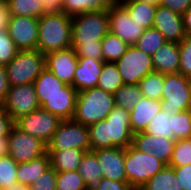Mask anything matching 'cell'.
<instances>
[{
    "label": "cell",
    "instance_id": "obj_1",
    "mask_svg": "<svg viewBox=\"0 0 191 190\" xmlns=\"http://www.w3.org/2000/svg\"><path fill=\"white\" fill-rule=\"evenodd\" d=\"M109 33L108 10L86 12L72 17L71 47L77 57L103 61L101 40Z\"/></svg>",
    "mask_w": 191,
    "mask_h": 190
},
{
    "label": "cell",
    "instance_id": "obj_2",
    "mask_svg": "<svg viewBox=\"0 0 191 190\" xmlns=\"http://www.w3.org/2000/svg\"><path fill=\"white\" fill-rule=\"evenodd\" d=\"M88 127L91 151L105 148H126L132 143L130 111L114 106L111 113Z\"/></svg>",
    "mask_w": 191,
    "mask_h": 190
},
{
    "label": "cell",
    "instance_id": "obj_3",
    "mask_svg": "<svg viewBox=\"0 0 191 190\" xmlns=\"http://www.w3.org/2000/svg\"><path fill=\"white\" fill-rule=\"evenodd\" d=\"M72 17L62 12L45 13L38 19L37 50L42 54L71 47Z\"/></svg>",
    "mask_w": 191,
    "mask_h": 190
},
{
    "label": "cell",
    "instance_id": "obj_4",
    "mask_svg": "<svg viewBox=\"0 0 191 190\" xmlns=\"http://www.w3.org/2000/svg\"><path fill=\"white\" fill-rule=\"evenodd\" d=\"M115 106L114 95L93 87L78 91L73 120L89 126L104 120Z\"/></svg>",
    "mask_w": 191,
    "mask_h": 190
},
{
    "label": "cell",
    "instance_id": "obj_5",
    "mask_svg": "<svg viewBox=\"0 0 191 190\" xmlns=\"http://www.w3.org/2000/svg\"><path fill=\"white\" fill-rule=\"evenodd\" d=\"M165 166L166 164L153 154L142 152L132 144L125 148L124 168L127 182L134 190H139L141 186Z\"/></svg>",
    "mask_w": 191,
    "mask_h": 190
},
{
    "label": "cell",
    "instance_id": "obj_6",
    "mask_svg": "<svg viewBox=\"0 0 191 190\" xmlns=\"http://www.w3.org/2000/svg\"><path fill=\"white\" fill-rule=\"evenodd\" d=\"M10 86L34 83L46 68L45 54L36 50H19L5 66Z\"/></svg>",
    "mask_w": 191,
    "mask_h": 190
},
{
    "label": "cell",
    "instance_id": "obj_7",
    "mask_svg": "<svg viewBox=\"0 0 191 190\" xmlns=\"http://www.w3.org/2000/svg\"><path fill=\"white\" fill-rule=\"evenodd\" d=\"M161 103L168 115L191 110V79L180 73L165 74Z\"/></svg>",
    "mask_w": 191,
    "mask_h": 190
},
{
    "label": "cell",
    "instance_id": "obj_8",
    "mask_svg": "<svg viewBox=\"0 0 191 190\" xmlns=\"http://www.w3.org/2000/svg\"><path fill=\"white\" fill-rule=\"evenodd\" d=\"M80 149L91 151L89 132L86 125L70 120H62L56 129L51 141L47 144V150Z\"/></svg>",
    "mask_w": 191,
    "mask_h": 190
},
{
    "label": "cell",
    "instance_id": "obj_9",
    "mask_svg": "<svg viewBox=\"0 0 191 190\" xmlns=\"http://www.w3.org/2000/svg\"><path fill=\"white\" fill-rule=\"evenodd\" d=\"M122 77L123 84L138 85L147 74L154 72L151 55L129 46L127 51L114 62Z\"/></svg>",
    "mask_w": 191,
    "mask_h": 190
},
{
    "label": "cell",
    "instance_id": "obj_10",
    "mask_svg": "<svg viewBox=\"0 0 191 190\" xmlns=\"http://www.w3.org/2000/svg\"><path fill=\"white\" fill-rule=\"evenodd\" d=\"M3 111L15 122L40 108L34 83L10 86L4 102L0 105Z\"/></svg>",
    "mask_w": 191,
    "mask_h": 190
},
{
    "label": "cell",
    "instance_id": "obj_11",
    "mask_svg": "<svg viewBox=\"0 0 191 190\" xmlns=\"http://www.w3.org/2000/svg\"><path fill=\"white\" fill-rule=\"evenodd\" d=\"M61 121L59 117L40 107L28 115L22 116L14 123L22 132L39 138L45 144H48Z\"/></svg>",
    "mask_w": 191,
    "mask_h": 190
},
{
    "label": "cell",
    "instance_id": "obj_12",
    "mask_svg": "<svg viewBox=\"0 0 191 190\" xmlns=\"http://www.w3.org/2000/svg\"><path fill=\"white\" fill-rule=\"evenodd\" d=\"M47 153V144L39 138L22 132L15 125L8 135V154L19 164Z\"/></svg>",
    "mask_w": 191,
    "mask_h": 190
},
{
    "label": "cell",
    "instance_id": "obj_13",
    "mask_svg": "<svg viewBox=\"0 0 191 190\" xmlns=\"http://www.w3.org/2000/svg\"><path fill=\"white\" fill-rule=\"evenodd\" d=\"M109 33L133 46L143 34L144 28L133 20L117 1L108 9Z\"/></svg>",
    "mask_w": 191,
    "mask_h": 190
},
{
    "label": "cell",
    "instance_id": "obj_14",
    "mask_svg": "<svg viewBox=\"0 0 191 190\" xmlns=\"http://www.w3.org/2000/svg\"><path fill=\"white\" fill-rule=\"evenodd\" d=\"M8 32L19 50H36L38 43V19L25 16H10Z\"/></svg>",
    "mask_w": 191,
    "mask_h": 190
},
{
    "label": "cell",
    "instance_id": "obj_15",
    "mask_svg": "<svg viewBox=\"0 0 191 190\" xmlns=\"http://www.w3.org/2000/svg\"><path fill=\"white\" fill-rule=\"evenodd\" d=\"M77 61L76 51L72 47L45 54L46 68L60 81L69 85L73 84Z\"/></svg>",
    "mask_w": 191,
    "mask_h": 190
},
{
    "label": "cell",
    "instance_id": "obj_16",
    "mask_svg": "<svg viewBox=\"0 0 191 190\" xmlns=\"http://www.w3.org/2000/svg\"><path fill=\"white\" fill-rule=\"evenodd\" d=\"M175 142L165 137L148 135L141 131L133 134L131 144L142 152L153 154L157 159L169 165Z\"/></svg>",
    "mask_w": 191,
    "mask_h": 190
},
{
    "label": "cell",
    "instance_id": "obj_17",
    "mask_svg": "<svg viewBox=\"0 0 191 190\" xmlns=\"http://www.w3.org/2000/svg\"><path fill=\"white\" fill-rule=\"evenodd\" d=\"M99 160L103 178L117 182H127L124 168L125 149L114 147L93 151Z\"/></svg>",
    "mask_w": 191,
    "mask_h": 190
},
{
    "label": "cell",
    "instance_id": "obj_18",
    "mask_svg": "<svg viewBox=\"0 0 191 190\" xmlns=\"http://www.w3.org/2000/svg\"><path fill=\"white\" fill-rule=\"evenodd\" d=\"M152 27L169 42L179 43L186 36L182 15L161 5L157 6Z\"/></svg>",
    "mask_w": 191,
    "mask_h": 190
},
{
    "label": "cell",
    "instance_id": "obj_19",
    "mask_svg": "<svg viewBox=\"0 0 191 190\" xmlns=\"http://www.w3.org/2000/svg\"><path fill=\"white\" fill-rule=\"evenodd\" d=\"M77 62L71 86L77 91L96 87L104 61H97L90 57H78Z\"/></svg>",
    "mask_w": 191,
    "mask_h": 190
},
{
    "label": "cell",
    "instance_id": "obj_20",
    "mask_svg": "<svg viewBox=\"0 0 191 190\" xmlns=\"http://www.w3.org/2000/svg\"><path fill=\"white\" fill-rule=\"evenodd\" d=\"M36 95L40 107L47 102V98L58 93H78L71 85L60 81L54 74L45 68L34 80Z\"/></svg>",
    "mask_w": 191,
    "mask_h": 190
},
{
    "label": "cell",
    "instance_id": "obj_21",
    "mask_svg": "<svg viewBox=\"0 0 191 190\" xmlns=\"http://www.w3.org/2000/svg\"><path fill=\"white\" fill-rule=\"evenodd\" d=\"M154 71L162 74L178 73L180 67L179 43L166 41L151 55Z\"/></svg>",
    "mask_w": 191,
    "mask_h": 190
},
{
    "label": "cell",
    "instance_id": "obj_22",
    "mask_svg": "<svg viewBox=\"0 0 191 190\" xmlns=\"http://www.w3.org/2000/svg\"><path fill=\"white\" fill-rule=\"evenodd\" d=\"M161 110V101L143 96L130 111L131 131L133 133L143 131L150 120Z\"/></svg>",
    "mask_w": 191,
    "mask_h": 190
},
{
    "label": "cell",
    "instance_id": "obj_23",
    "mask_svg": "<svg viewBox=\"0 0 191 190\" xmlns=\"http://www.w3.org/2000/svg\"><path fill=\"white\" fill-rule=\"evenodd\" d=\"M78 93H58L47 98L41 108L59 117L61 120L73 119Z\"/></svg>",
    "mask_w": 191,
    "mask_h": 190
},
{
    "label": "cell",
    "instance_id": "obj_24",
    "mask_svg": "<svg viewBox=\"0 0 191 190\" xmlns=\"http://www.w3.org/2000/svg\"><path fill=\"white\" fill-rule=\"evenodd\" d=\"M50 157V166L56 172L78 170L85 151L75 148L64 150H47Z\"/></svg>",
    "mask_w": 191,
    "mask_h": 190
},
{
    "label": "cell",
    "instance_id": "obj_25",
    "mask_svg": "<svg viewBox=\"0 0 191 190\" xmlns=\"http://www.w3.org/2000/svg\"><path fill=\"white\" fill-rule=\"evenodd\" d=\"M50 167V157L46 153L26 163H19L16 172L17 182L30 186Z\"/></svg>",
    "mask_w": 191,
    "mask_h": 190
},
{
    "label": "cell",
    "instance_id": "obj_26",
    "mask_svg": "<svg viewBox=\"0 0 191 190\" xmlns=\"http://www.w3.org/2000/svg\"><path fill=\"white\" fill-rule=\"evenodd\" d=\"M118 2L127 10L129 16L144 29L152 27L157 6L138 0H118Z\"/></svg>",
    "mask_w": 191,
    "mask_h": 190
},
{
    "label": "cell",
    "instance_id": "obj_27",
    "mask_svg": "<svg viewBox=\"0 0 191 190\" xmlns=\"http://www.w3.org/2000/svg\"><path fill=\"white\" fill-rule=\"evenodd\" d=\"M118 0H62V13L71 17L86 12L108 10Z\"/></svg>",
    "mask_w": 191,
    "mask_h": 190
},
{
    "label": "cell",
    "instance_id": "obj_28",
    "mask_svg": "<svg viewBox=\"0 0 191 190\" xmlns=\"http://www.w3.org/2000/svg\"><path fill=\"white\" fill-rule=\"evenodd\" d=\"M78 173L89 190L103 178L99 160L93 151L85 152L78 167Z\"/></svg>",
    "mask_w": 191,
    "mask_h": 190
},
{
    "label": "cell",
    "instance_id": "obj_29",
    "mask_svg": "<svg viewBox=\"0 0 191 190\" xmlns=\"http://www.w3.org/2000/svg\"><path fill=\"white\" fill-rule=\"evenodd\" d=\"M139 190H183L173 167L166 165L150 178Z\"/></svg>",
    "mask_w": 191,
    "mask_h": 190
},
{
    "label": "cell",
    "instance_id": "obj_30",
    "mask_svg": "<svg viewBox=\"0 0 191 190\" xmlns=\"http://www.w3.org/2000/svg\"><path fill=\"white\" fill-rule=\"evenodd\" d=\"M41 0H5L10 16H25L39 19L45 14Z\"/></svg>",
    "mask_w": 191,
    "mask_h": 190
},
{
    "label": "cell",
    "instance_id": "obj_31",
    "mask_svg": "<svg viewBox=\"0 0 191 190\" xmlns=\"http://www.w3.org/2000/svg\"><path fill=\"white\" fill-rule=\"evenodd\" d=\"M122 85L123 80L116 64L114 62H104L96 87L114 95Z\"/></svg>",
    "mask_w": 191,
    "mask_h": 190
},
{
    "label": "cell",
    "instance_id": "obj_32",
    "mask_svg": "<svg viewBox=\"0 0 191 190\" xmlns=\"http://www.w3.org/2000/svg\"><path fill=\"white\" fill-rule=\"evenodd\" d=\"M171 115L163 110L156 114L142 131L148 135L161 136L176 141Z\"/></svg>",
    "mask_w": 191,
    "mask_h": 190
},
{
    "label": "cell",
    "instance_id": "obj_33",
    "mask_svg": "<svg viewBox=\"0 0 191 190\" xmlns=\"http://www.w3.org/2000/svg\"><path fill=\"white\" fill-rule=\"evenodd\" d=\"M104 62H116L128 49L129 45L118 36L107 33L101 40Z\"/></svg>",
    "mask_w": 191,
    "mask_h": 190
},
{
    "label": "cell",
    "instance_id": "obj_34",
    "mask_svg": "<svg viewBox=\"0 0 191 190\" xmlns=\"http://www.w3.org/2000/svg\"><path fill=\"white\" fill-rule=\"evenodd\" d=\"M165 74L158 72H151L144 76L140 82L139 87L144 97L161 101L162 92L164 89Z\"/></svg>",
    "mask_w": 191,
    "mask_h": 190
},
{
    "label": "cell",
    "instance_id": "obj_35",
    "mask_svg": "<svg viewBox=\"0 0 191 190\" xmlns=\"http://www.w3.org/2000/svg\"><path fill=\"white\" fill-rule=\"evenodd\" d=\"M143 97L139 85L123 84L114 94L115 105L131 111Z\"/></svg>",
    "mask_w": 191,
    "mask_h": 190
},
{
    "label": "cell",
    "instance_id": "obj_36",
    "mask_svg": "<svg viewBox=\"0 0 191 190\" xmlns=\"http://www.w3.org/2000/svg\"><path fill=\"white\" fill-rule=\"evenodd\" d=\"M165 42L164 36L154 27H150L144 29L134 46L146 54L153 55Z\"/></svg>",
    "mask_w": 191,
    "mask_h": 190
},
{
    "label": "cell",
    "instance_id": "obj_37",
    "mask_svg": "<svg viewBox=\"0 0 191 190\" xmlns=\"http://www.w3.org/2000/svg\"><path fill=\"white\" fill-rule=\"evenodd\" d=\"M56 190H89L78 170L57 172Z\"/></svg>",
    "mask_w": 191,
    "mask_h": 190
},
{
    "label": "cell",
    "instance_id": "obj_38",
    "mask_svg": "<svg viewBox=\"0 0 191 190\" xmlns=\"http://www.w3.org/2000/svg\"><path fill=\"white\" fill-rule=\"evenodd\" d=\"M189 164H191V138L178 139L168 166L181 167Z\"/></svg>",
    "mask_w": 191,
    "mask_h": 190
},
{
    "label": "cell",
    "instance_id": "obj_39",
    "mask_svg": "<svg viewBox=\"0 0 191 190\" xmlns=\"http://www.w3.org/2000/svg\"><path fill=\"white\" fill-rule=\"evenodd\" d=\"M18 163L8 154L0 157V189L3 190L8 186L17 183L16 172Z\"/></svg>",
    "mask_w": 191,
    "mask_h": 190
},
{
    "label": "cell",
    "instance_id": "obj_40",
    "mask_svg": "<svg viewBox=\"0 0 191 190\" xmlns=\"http://www.w3.org/2000/svg\"><path fill=\"white\" fill-rule=\"evenodd\" d=\"M175 139L191 138V110L171 114Z\"/></svg>",
    "mask_w": 191,
    "mask_h": 190
},
{
    "label": "cell",
    "instance_id": "obj_41",
    "mask_svg": "<svg viewBox=\"0 0 191 190\" xmlns=\"http://www.w3.org/2000/svg\"><path fill=\"white\" fill-rule=\"evenodd\" d=\"M180 67L178 73L191 79V35H186L179 42Z\"/></svg>",
    "mask_w": 191,
    "mask_h": 190
},
{
    "label": "cell",
    "instance_id": "obj_42",
    "mask_svg": "<svg viewBox=\"0 0 191 190\" xmlns=\"http://www.w3.org/2000/svg\"><path fill=\"white\" fill-rule=\"evenodd\" d=\"M7 29H0V64L6 66L18 53Z\"/></svg>",
    "mask_w": 191,
    "mask_h": 190
},
{
    "label": "cell",
    "instance_id": "obj_43",
    "mask_svg": "<svg viewBox=\"0 0 191 190\" xmlns=\"http://www.w3.org/2000/svg\"><path fill=\"white\" fill-rule=\"evenodd\" d=\"M57 172L50 166L33 184L29 190H56Z\"/></svg>",
    "mask_w": 191,
    "mask_h": 190
},
{
    "label": "cell",
    "instance_id": "obj_44",
    "mask_svg": "<svg viewBox=\"0 0 191 190\" xmlns=\"http://www.w3.org/2000/svg\"><path fill=\"white\" fill-rule=\"evenodd\" d=\"M174 173L183 190H191V164L173 167Z\"/></svg>",
    "mask_w": 191,
    "mask_h": 190
},
{
    "label": "cell",
    "instance_id": "obj_45",
    "mask_svg": "<svg viewBox=\"0 0 191 190\" xmlns=\"http://www.w3.org/2000/svg\"><path fill=\"white\" fill-rule=\"evenodd\" d=\"M91 190H134L128 183L102 178Z\"/></svg>",
    "mask_w": 191,
    "mask_h": 190
},
{
    "label": "cell",
    "instance_id": "obj_46",
    "mask_svg": "<svg viewBox=\"0 0 191 190\" xmlns=\"http://www.w3.org/2000/svg\"><path fill=\"white\" fill-rule=\"evenodd\" d=\"M159 5L182 15L191 6V0H160Z\"/></svg>",
    "mask_w": 191,
    "mask_h": 190
},
{
    "label": "cell",
    "instance_id": "obj_47",
    "mask_svg": "<svg viewBox=\"0 0 191 190\" xmlns=\"http://www.w3.org/2000/svg\"><path fill=\"white\" fill-rule=\"evenodd\" d=\"M15 125L12 118L0 108V137H8L11 128Z\"/></svg>",
    "mask_w": 191,
    "mask_h": 190
},
{
    "label": "cell",
    "instance_id": "obj_48",
    "mask_svg": "<svg viewBox=\"0 0 191 190\" xmlns=\"http://www.w3.org/2000/svg\"><path fill=\"white\" fill-rule=\"evenodd\" d=\"M9 82L7 72L4 65L0 64V105L4 102L6 95L9 91Z\"/></svg>",
    "mask_w": 191,
    "mask_h": 190
},
{
    "label": "cell",
    "instance_id": "obj_49",
    "mask_svg": "<svg viewBox=\"0 0 191 190\" xmlns=\"http://www.w3.org/2000/svg\"><path fill=\"white\" fill-rule=\"evenodd\" d=\"M45 13L62 12V0H41Z\"/></svg>",
    "mask_w": 191,
    "mask_h": 190
},
{
    "label": "cell",
    "instance_id": "obj_50",
    "mask_svg": "<svg viewBox=\"0 0 191 190\" xmlns=\"http://www.w3.org/2000/svg\"><path fill=\"white\" fill-rule=\"evenodd\" d=\"M10 14L5 1L0 2V29H8Z\"/></svg>",
    "mask_w": 191,
    "mask_h": 190
},
{
    "label": "cell",
    "instance_id": "obj_51",
    "mask_svg": "<svg viewBox=\"0 0 191 190\" xmlns=\"http://www.w3.org/2000/svg\"><path fill=\"white\" fill-rule=\"evenodd\" d=\"M183 27L186 35H191V6L182 14Z\"/></svg>",
    "mask_w": 191,
    "mask_h": 190
},
{
    "label": "cell",
    "instance_id": "obj_52",
    "mask_svg": "<svg viewBox=\"0 0 191 190\" xmlns=\"http://www.w3.org/2000/svg\"><path fill=\"white\" fill-rule=\"evenodd\" d=\"M8 155V137H0V157Z\"/></svg>",
    "mask_w": 191,
    "mask_h": 190
},
{
    "label": "cell",
    "instance_id": "obj_53",
    "mask_svg": "<svg viewBox=\"0 0 191 190\" xmlns=\"http://www.w3.org/2000/svg\"><path fill=\"white\" fill-rule=\"evenodd\" d=\"M3 190H29V186L20 184L17 182V183H14V184L8 186L7 188H5Z\"/></svg>",
    "mask_w": 191,
    "mask_h": 190
},
{
    "label": "cell",
    "instance_id": "obj_54",
    "mask_svg": "<svg viewBox=\"0 0 191 190\" xmlns=\"http://www.w3.org/2000/svg\"><path fill=\"white\" fill-rule=\"evenodd\" d=\"M138 1L145 2L147 4L155 5V6H158L160 3V0H138Z\"/></svg>",
    "mask_w": 191,
    "mask_h": 190
}]
</instances>
